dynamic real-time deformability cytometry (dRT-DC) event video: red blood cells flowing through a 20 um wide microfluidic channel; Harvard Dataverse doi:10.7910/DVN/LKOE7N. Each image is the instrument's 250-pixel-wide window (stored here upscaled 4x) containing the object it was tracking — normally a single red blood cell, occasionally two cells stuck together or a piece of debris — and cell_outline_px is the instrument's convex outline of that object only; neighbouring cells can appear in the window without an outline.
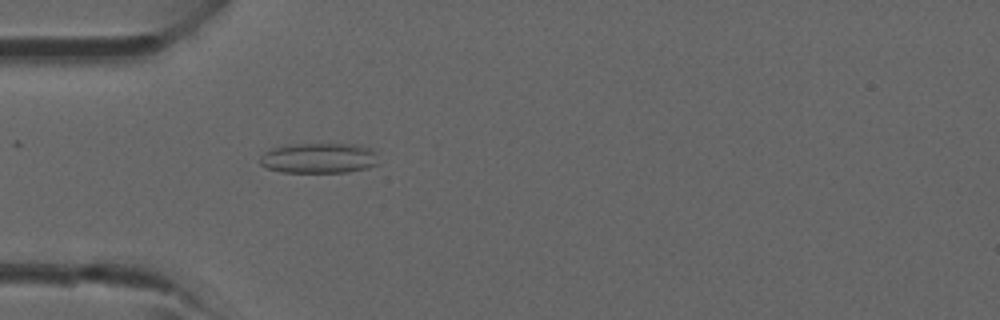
{"species": "common noctule bat (a hibernating species)", "species_latin": "Nyctalus noctula", "temperature_condition": "room temperature", "stored_images_in_passage": 37, "camera_frame_rate_fps": 3000, "um_per_image_px": 0.085, "animal": {"sex": "male", "forearm_length_mm": 52.5}, "frame": {"image": 1, "passage_image": 8, "time_ms": 2.333, "image_size_px": [1000, 320], "cell_outline_px": [[376, 164], [368, 168], [348, 172], [280, 172], [268, 168], [260, 164], [260, 156], [264, 152], [272, 148], [288, 144], [356, 144], [376, 148]], "centroid_in_image_um": [27.13, 13.43], "position_along_channel_um": 57.9, "area_um2": 21.15}}
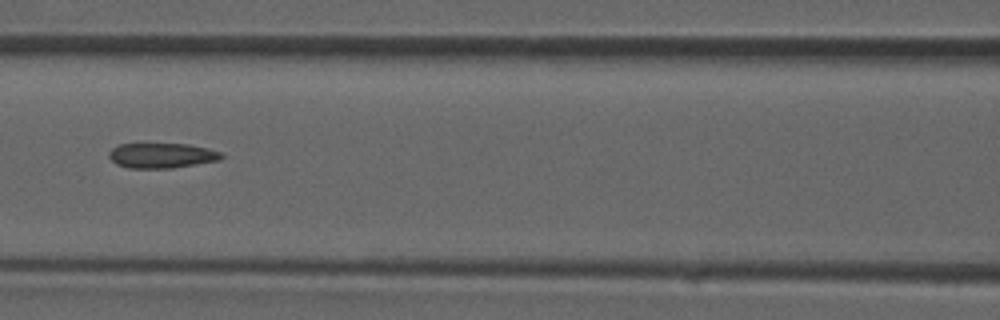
{"frame": {"image": 2, "passage_image": 14, "time_ms": 4.333, "image_size_px": [1000, 320], "cell_outline_px": [[224, 156], [220, 160], [172, 168], [128, 168], [116, 164], [108, 156], [108, 152], [112, 148], [120, 144], [188, 144], [208, 148], [220, 152]], "centroid_in_image_um": [13.74, 13.22], "position_along_channel_um": 152.9, "area_um2": 16.42}}
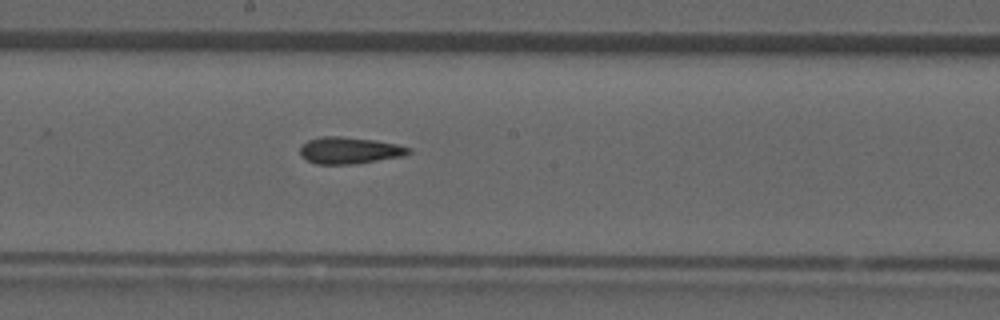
{"frame": {"image": 3, "passage_image": 18, "time_ms": 5.667, "image_size_px": [1000, 320], "cell_outline_px": [[412, 152], [404, 156], [352, 164], [316, 164], [300, 156], [300, 148], [308, 140], [320, 136], [340, 136], [372, 140], [396, 144], [412, 148]], "centroid_in_image_um": [29.7, 12.78], "position_along_channel_um": 218.5, "area_um2": 16.82}}